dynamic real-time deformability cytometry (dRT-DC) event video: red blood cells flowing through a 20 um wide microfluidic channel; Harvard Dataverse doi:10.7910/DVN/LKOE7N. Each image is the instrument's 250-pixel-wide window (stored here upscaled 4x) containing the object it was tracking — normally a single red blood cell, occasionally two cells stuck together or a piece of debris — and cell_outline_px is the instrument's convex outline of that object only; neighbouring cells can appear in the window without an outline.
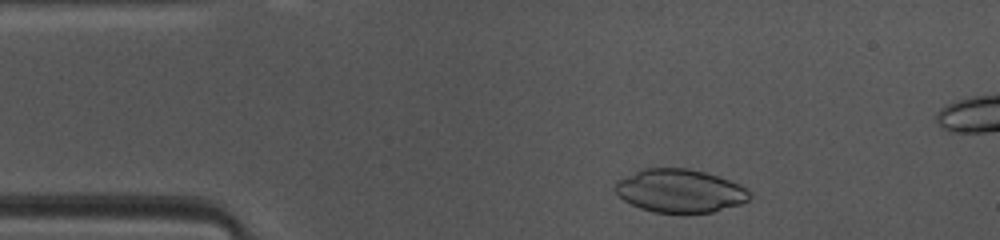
{"species": "common noctule bat (a hibernating species)", "species_latin": "Nyctalus noctula", "temperature_condition": "warm", "stored_images_in_passage": 9, "camera_frame_rate_fps": 3000, "um_per_image_px": 0.085, "animal": {"sex": "female", "body_mass_g": 10.0, "forearm_length_mm": 53.1}, "frame": {"image": 1, "passage_image": 4, "time_ms": 1.0, "image_size_px": [1000, 240], "cell_outline_px": [[752, 196], [748, 200], [740, 204], [712, 212], [652, 212], [640, 208], [624, 200], [612, 188], [616, 180], [640, 168], [688, 168], [704, 172], [740, 184]], "centroid_in_image_um": [57.73, 16.2], "position_along_channel_um": 27.3, "area_um2": 33.81}}